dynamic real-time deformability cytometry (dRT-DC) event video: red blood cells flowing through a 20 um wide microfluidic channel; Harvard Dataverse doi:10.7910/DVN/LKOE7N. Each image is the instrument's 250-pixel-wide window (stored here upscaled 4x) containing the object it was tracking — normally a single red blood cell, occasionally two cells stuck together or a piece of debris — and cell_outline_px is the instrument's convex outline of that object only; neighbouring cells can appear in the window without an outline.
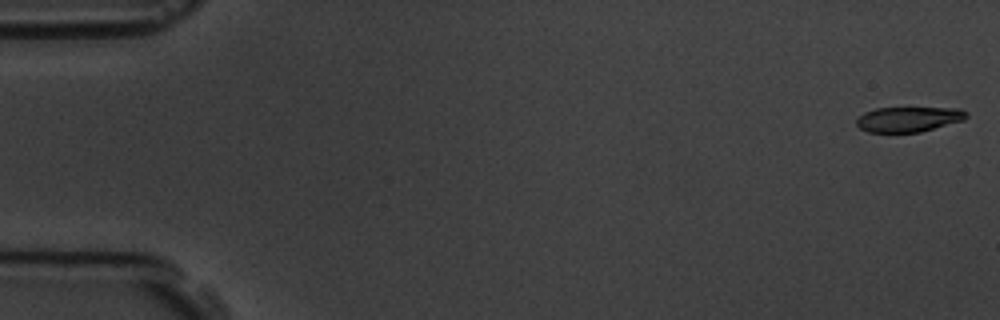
{"species": "common noctule bat (a hibernating species)", "species_latin": "Nyctalus noctula", "temperature_condition": "room temperature", "stored_images_in_passage": 4, "camera_frame_rate_fps": 3000, "um_per_image_px": 0.085, "animal": {"sex": "male", "body_mass_g": 19.5, "forearm_length_mm": 54.6}, "frame": {"image": 1, "passage_image": 1, "time_ms": 0.0, "image_size_px": [1000, 320], "cell_outline_px": [[968, 116], [964, 120], [920, 132], [868, 132], [860, 128], [856, 124], [856, 120], [864, 112], [876, 108], [960, 108], [968, 112]], "centroid_in_image_um": [77.24, 10.13], "position_along_channel_um": 7.8, "area_um2": 16.07}}